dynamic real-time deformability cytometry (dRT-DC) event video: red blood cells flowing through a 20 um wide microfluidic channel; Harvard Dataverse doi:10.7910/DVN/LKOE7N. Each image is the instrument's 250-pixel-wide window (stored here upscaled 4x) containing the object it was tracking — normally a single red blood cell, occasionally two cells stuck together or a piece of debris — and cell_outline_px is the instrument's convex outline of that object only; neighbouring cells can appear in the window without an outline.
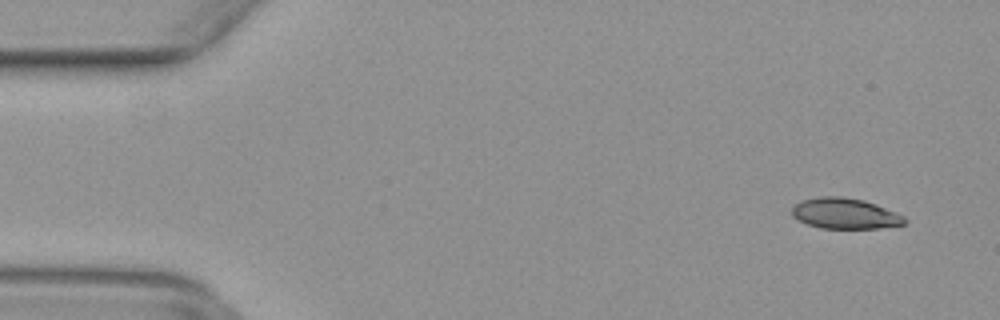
{"species": "common noctule bat (a hibernating species)", "species_latin": "Nyctalus noctula", "temperature_condition": "warm", "stored_images_in_passage": 15, "camera_frame_rate_fps": 3000, "um_per_image_px": 0.085, "animal": {"sex": "female", "body_mass_g": 29.2, "forearm_length_mm": 56.3}, "frame": {"image": 1, "passage_image": 3, "time_ms": 0.667, "image_size_px": [1000, 320], "cell_outline_px": [[908, 220], [904, 224], [880, 228], [820, 228], [796, 220], [792, 216], [792, 204], [800, 200], [820, 196], [840, 196], [864, 200], [876, 204], [896, 212], [904, 216]], "centroid_in_image_um": [71.79, 18.14], "position_along_channel_um": 13.2, "area_um2": 20.4}}